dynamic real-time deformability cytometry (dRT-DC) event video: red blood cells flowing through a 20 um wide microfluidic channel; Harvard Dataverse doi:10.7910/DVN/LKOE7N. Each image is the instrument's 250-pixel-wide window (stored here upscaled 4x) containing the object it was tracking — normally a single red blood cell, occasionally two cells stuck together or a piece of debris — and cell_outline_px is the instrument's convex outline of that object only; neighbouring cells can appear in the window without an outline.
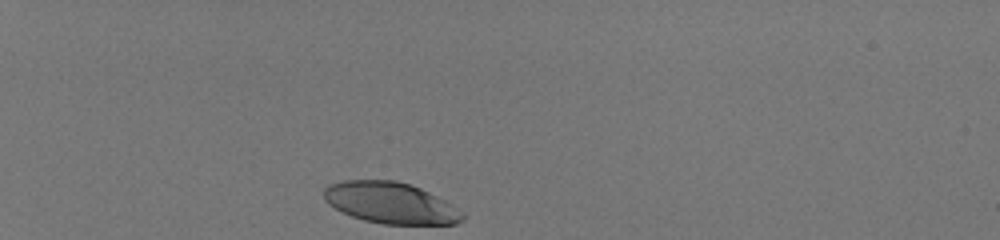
{"species": "human", "species_latin": "Homo sapiens", "temperature_condition": "room temperature", "stored_images_in_passage": 33, "camera_frame_rate_fps": 3000, "um_per_image_px": 0.085, "donor": {"sex": "male"}, "frame": {"image": 1, "passage_image": 1, "time_ms": 0.0, "image_size_px": [1000, 240], "cell_outline_px": [[464, 220], [456, 224], [384, 224], [364, 220], [352, 216], [328, 204], [324, 200], [324, 188], [328, 184], [344, 180], [396, 180], [420, 188], [452, 204], [464, 212]], "centroid_in_image_um": [33.21, 17.25], "position_along_channel_um": 51.8, "area_um2": 33.29}}
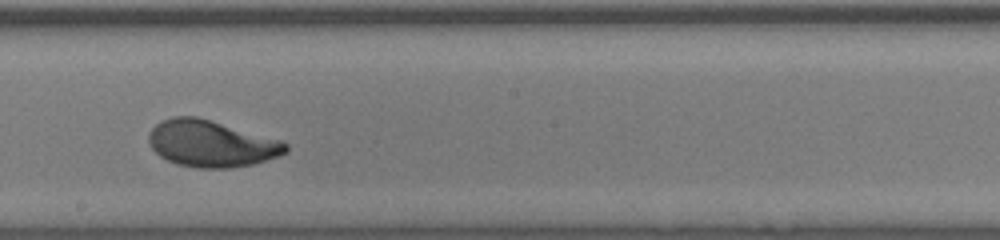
{"frame": {"image": 2, "passage_image": 19, "time_ms": 6.0, "image_size_px": [1000, 240], "cell_outline_px": [[288, 152], [252, 164], [228, 168], [196, 168], [176, 164], [160, 156], [152, 148], [148, 140], [148, 136], [152, 128], [160, 120], [172, 116], [196, 116], [280, 140], [288, 144]], "centroid_in_image_um": [17.91, 12.2], "position_along_channel_um": 230.3, "area_um2": 36.93}}
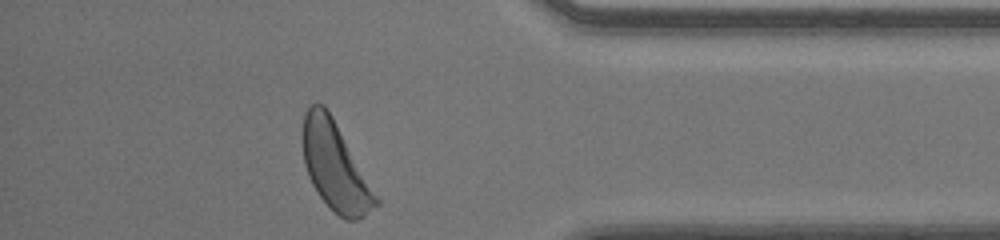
{"frame": {"image": 3, "passage_image": 33, "time_ms": 10.667, "image_size_px": [1000, 240], "cell_outline_px": [[380, 204], [364, 216], [356, 220], [344, 220], [320, 196], [312, 184], [308, 176], [304, 164], [300, 136], [304, 112], [312, 104], [324, 104], [332, 116], [380, 200]], "centroid_in_image_um": [28.46, 14.12], "position_along_channel_um": 406.7, "area_um2": 37.45}, "authors_computed_cell_mechanics": {"area_um2": 36.125, "velocity_mm_per_s": 4.04, "shape_relaxation_time_tau1_ms": 2.659, "shape_relaxation_time_tau2_ms": 4.424, "deformation_change_tau1": 0.1692, "deformation_change_tau2": 0.11}}